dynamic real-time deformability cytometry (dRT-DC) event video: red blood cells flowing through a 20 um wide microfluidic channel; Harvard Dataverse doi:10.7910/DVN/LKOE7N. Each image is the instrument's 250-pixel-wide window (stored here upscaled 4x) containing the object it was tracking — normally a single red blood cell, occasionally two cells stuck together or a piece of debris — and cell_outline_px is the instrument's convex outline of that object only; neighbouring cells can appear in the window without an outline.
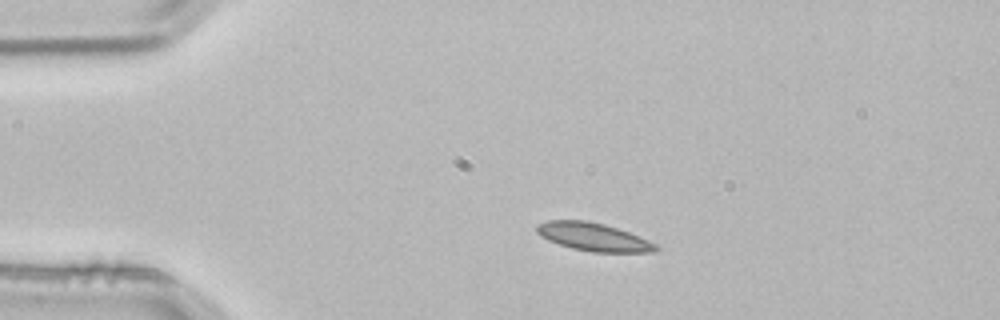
{"species": "common noctule bat (a hibernating species)", "species_latin": "Nyctalus noctula", "temperature_condition": "room temperature", "stored_images_in_passage": 2, "camera_frame_rate_fps": 3000, "um_per_image_px": 0.085, "animal": {"sex": "male", "body_mass_g": 21.5, "forearm_length_mm": 52.0}, "frame": {"image": 1, "passage_image": 1, "time_ms": 0.0, "image_size_px": [1000, 320], "cell_outline_px": [[660, 248], [652, 252], [592, 252], [572, 248], [548, 240], [540, 236], [536, 232], [536, 224], [548, 220], [588, 220], [604, 224], [628, 232], [648, 240], [656, 244]], "centroid_in_image_um": [50.41, 20.13], "position_along_channel_um": 34.6, "area_um2": 19.42}}
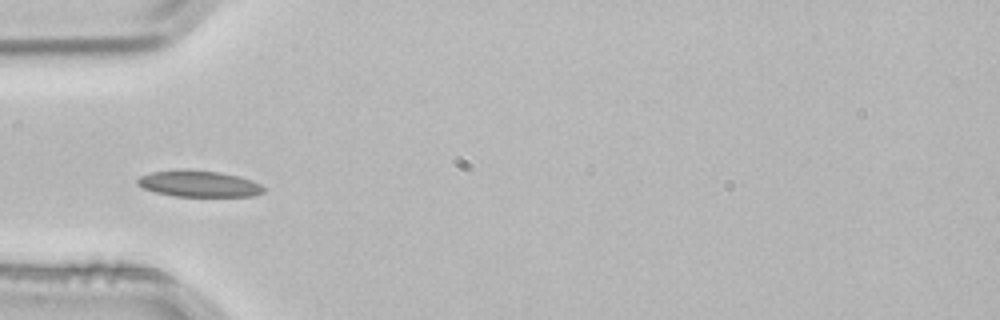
{"frame": {"image": 2, "passage_image": 2, "time_ms": 0.333, "image_size_px": [1000, 320], "cell_outline_px": [[264, 192], [256, 196], [172, 196], [156, 192], [144, 188], [136, 184], [136, 180], [140, 176], [152, 172], [184, 168], [188, 168], [220, 172], [252, 180], [260, 184], [264, 188]], "centroid_in_image_um": [16.88, 15.6], "position_along_channel_um": 68.1, "area_um2": 19.54}}